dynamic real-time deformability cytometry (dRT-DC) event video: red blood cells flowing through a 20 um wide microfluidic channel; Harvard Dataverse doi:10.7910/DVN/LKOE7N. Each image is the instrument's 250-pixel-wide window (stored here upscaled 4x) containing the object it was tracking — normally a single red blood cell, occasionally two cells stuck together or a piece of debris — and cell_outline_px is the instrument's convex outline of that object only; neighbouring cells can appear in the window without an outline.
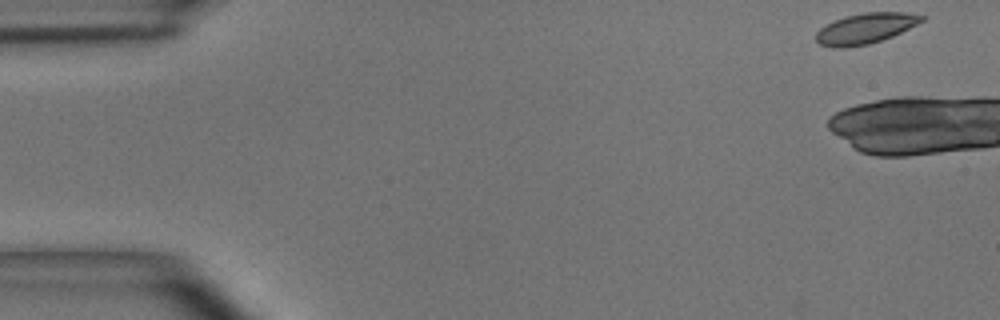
{"species": "common noctule bat (a hibernating species)", "species_latin": "Nyctalus noctula", "temperature_condition": "room temperature", "stored_images_in_passage": 2, "camera_frame_rate_fps": 3000, "um_per_image_px": 0.085, "animal": {"sex": "male", "body_mass_g": 15.6}, "frame": {"image": 1, "passage_image": 1, "time_ms": 0.0, "image_size_px": [1000, 320], "cell_outline_px": [[928, 16], [924, 20], [892, 36], [868, 44], [844, 48], [832, 48], [820, 44], [816, 40], [816, 32], [820, 28], [844, 16], [864, 12], [904, 12]], "centroid_in_image_um": [73.56, 2.41], "position_along_channel_um": 11.4, "area_um2": 18.67}}